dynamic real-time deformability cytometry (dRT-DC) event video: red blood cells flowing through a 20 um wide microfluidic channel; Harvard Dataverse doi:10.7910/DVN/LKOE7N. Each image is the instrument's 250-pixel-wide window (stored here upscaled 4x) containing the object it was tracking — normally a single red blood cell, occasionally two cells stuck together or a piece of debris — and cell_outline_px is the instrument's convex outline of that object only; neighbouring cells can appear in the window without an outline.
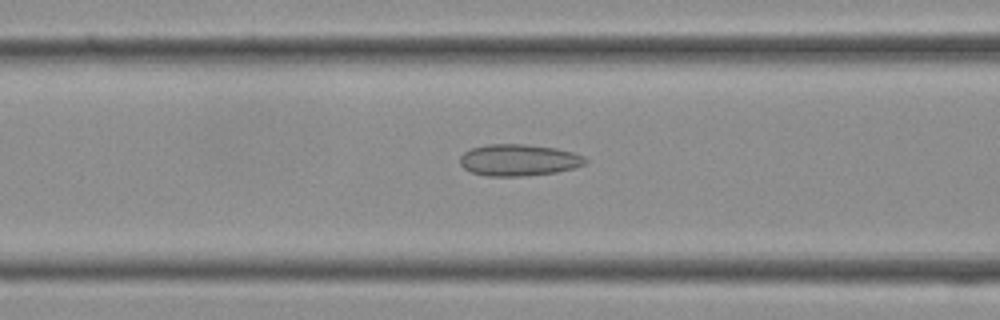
{"species": "Egyptian fruit bat (a non-hibernating species)", "species_latin": "Rousettus aegyptiacus", "temperature_condition": "cold", "stored_images_in_passage": 38, "camera_frame_rate_fps": 3000, "um_per_image_px": 0.085, "frame": {"image": 1, "passage_image": 15, "time_ms": 4.667, "image_size_px": [1000, 320], "cell_outline_px": [[588, 164], [556, 172], [524, 176], [484, 176], [472, 172], [464, 168], [460, 164], [460, 156], [464, 152], [472, 148], [488, 144], [528, 144], [556, 148], [572, 152], [584, 156], [588, 160]], "centroid_in_image_um": [44.1, 13.6], "position_along_channel_um": 122.5, "area_um2": 23.24}}
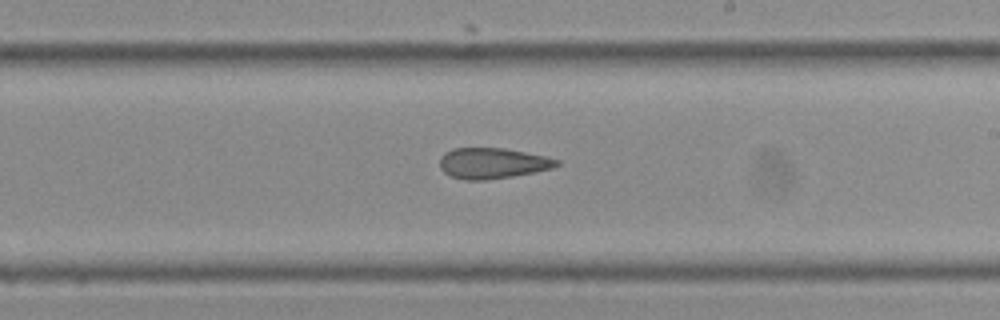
{"frame": {"image": 2, "passage_image": 22, "time_ms": 7.0, "image_size_px": [1000, 320], "cell_outline_px": [[560, 164], [552, 168], [512, 176], [484, 180], [464, 180], [452, 176], [444, 172], [440, 168], [440, 156], [444, 152], [452, 148], [504, 148], [544, 156], [560, 160]], "centroid_in_image_um": [41.82, 13.87], "position_along_channel_um": 247.2, "area_um2": 20.81}}
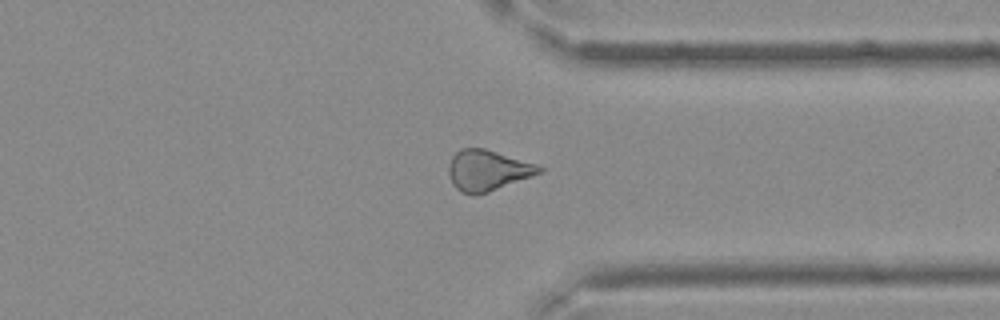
{"frame": {"image": 3, "passage_image": 29, "time_ms": 9.333, "image_size_px": [1000, 320], "cell_outline_px": [[544, 172], [488, 192], [472, 196], [460, 192], [452, 184], [448, 172], [448, 164], [452, 156], [460, 148], [484, 148], [536, 164], [544, 168]], "centroid_in_image_um": [41.42, 14.49], "position_along_channel_um": 370.0, "area_um2": 21.62}}